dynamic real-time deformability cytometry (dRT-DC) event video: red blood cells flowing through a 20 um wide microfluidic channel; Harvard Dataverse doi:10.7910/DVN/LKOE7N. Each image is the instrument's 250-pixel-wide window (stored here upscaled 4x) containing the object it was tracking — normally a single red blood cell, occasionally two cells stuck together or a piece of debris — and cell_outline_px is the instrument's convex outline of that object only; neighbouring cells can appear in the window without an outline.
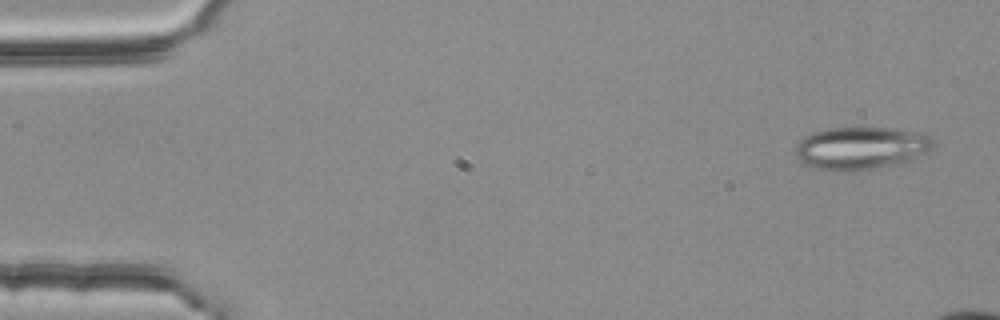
{"species": "common noctule bat (a hibernating species)", "species_latin": "Nyctalus noctula", "temperature_condition": "room temperature", "stored_images_in_passage": 4, "camera_frame_rate_fps": 3000, "um_per_image_px": 0.085, "animal": {"sex": "female", "body_mass_g": 25.1}, "frame": {"image": 1, "passage_image": 1, "time_ms": 0.0, "image_size_px": [1000, 320], "cell_outline_px": [[932, 140], [928, 148], [924, 152], [900, 164], [856, 172], [836, 172], [812, 168], [804, 164], [800, 160], [796, 152], [796, 144], [804, 136], [812, 132], [828, 128], [888, 128], [928, 132], [932, 136]], "centroid_in_image_um": [73.14, 12.6], "position_along_channel_um": 11.9, "area_um2": 34.62}}